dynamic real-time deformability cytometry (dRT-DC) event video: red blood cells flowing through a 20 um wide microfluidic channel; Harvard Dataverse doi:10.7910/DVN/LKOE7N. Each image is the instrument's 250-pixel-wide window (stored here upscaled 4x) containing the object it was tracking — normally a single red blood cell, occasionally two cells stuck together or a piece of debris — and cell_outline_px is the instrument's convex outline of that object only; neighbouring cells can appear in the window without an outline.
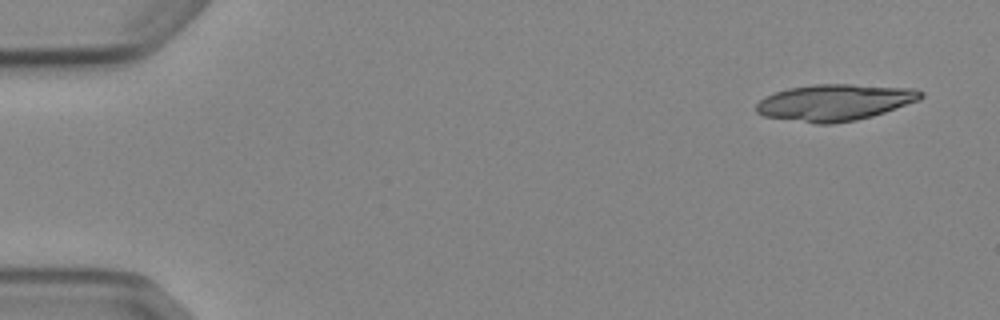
{"species": "Egyptian fruit bat (a non-hibernating species)", "species_latin": "Rousettus aegyptiacus", "temperature_condition": "cold", "stored_images_in_passage": 4, "camera_frame_rate_fps": 3000, "um_per_image_px": 0.085, "animal": {"sex": "female"}, "frame": {"image": 1, "passage_image": 1, "time_ms": 0.0, "image_size_px": [1000, 320], "cell_outline_px": [[924, 96], [920, 100], [872, 116], [856, 120], [832, 124], [816, 124], [764, 116], [756, 112], [756, 104], [764, 96], [788, 88], [812, 84], [852, 84], [916, 88], [924, 92]], "centroid_in_image_um": [70.97, 8.7], "position_along_channel_um": 14.0, "area_um2": 35.2}}